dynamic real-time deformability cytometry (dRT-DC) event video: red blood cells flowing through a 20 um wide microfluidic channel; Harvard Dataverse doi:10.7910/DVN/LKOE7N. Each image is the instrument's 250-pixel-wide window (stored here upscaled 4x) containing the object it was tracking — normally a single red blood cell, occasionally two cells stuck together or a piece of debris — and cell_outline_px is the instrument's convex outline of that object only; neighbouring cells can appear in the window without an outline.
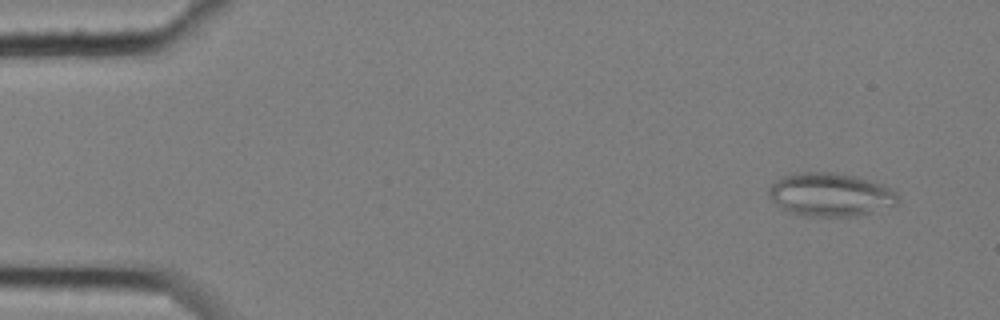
{"species": "common noctule bat (a hibernating species)", "species_latin": "Nyctalus noctula", "temperature_condition": "cold", "stored_images_in_passage": 5, "camera_frame_rate_fps": 3000, "um_per_image_px": 0.085, "animal": {"sex": "female", "body_mass_g": 25.1}, "frame": {"image": 1, "passage_image": 1, "time_ms": 0.0, "image_size_px": [1000, 320], "cell_outline_px": [[900, 200], [896, 204], [872, 212], [856, 216], [808, 216], [792, 212], [776, 204], [768, 196], [768, 188], [776, 180], [784, 176], [796, 172], [836, 172], [856, 176], [892, 188], [896, 192]], "centroid_in_image_um": [70.59, 16.53], "position_along_channel_um": 14.4, "area_um2": 32.54}}